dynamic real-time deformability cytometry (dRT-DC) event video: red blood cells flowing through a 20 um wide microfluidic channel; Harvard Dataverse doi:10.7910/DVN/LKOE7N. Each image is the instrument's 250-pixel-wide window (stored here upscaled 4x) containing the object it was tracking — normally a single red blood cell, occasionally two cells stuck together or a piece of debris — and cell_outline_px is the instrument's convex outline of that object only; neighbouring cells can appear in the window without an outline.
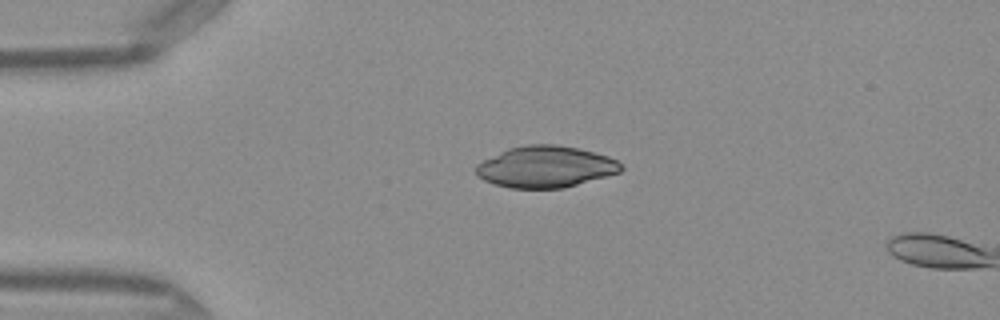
{"species": "Egyptian fruit bat (a non-hibernating species)", "species_latin": "Rousettus aegyptiacus", "temperature_condition": "warm", "stored_images_in_passage": 2, "camera_frame_rate_fps": 3000, "um_per_image_px": 0.085, "frame": {"image": 1, "passage_image": 1, "time_ms": 0.0, "image_size_px": [1000, 320], "cell_outline_px": [[624, 168], [620, 172], [564, 188], [512, 188], [496, 184], [484, 180], [476, 176], [476, 164], [508, 148], [528, 144], [556, 144], [576, 148], [608, 156], [616, 160]], "centroid_in_image_um": [46.36, 14.18], "position_along_channel_um": 38.6, "area_um2": 34.8}}